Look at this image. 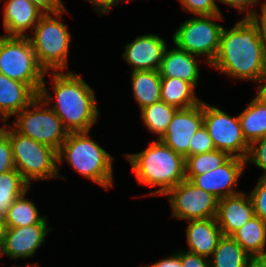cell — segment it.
<instances>
[{
    "label": "cell",
    "mask_w": 266,
    "mask_h": 267,
    "mask_svg": "<svg viewBox=\"0 0 266 267\" xmlns=\"http://www.w3.org/2000/svg\"><path fill=\"white\" fill-rule=\"evenodd\" d=\"M210 67L235 79L257 82L266 69V56L258 25L252 18L243 17L231 29L223 27Z\"/></svg>",
    "instance_id": "cell-1"
},
{
    "label": "cell",
    "mask_w": 266,
    "mask_h": 267,
    "mask_svg": "<svg viewBox=\"0 0 266 267\" xmlns=\"http://www.w3.org/2000/svg\"><path fill=\"white\" fill-rule=\"evenodd\" d=\"M48 73L52 75L50 78L55 98L46 88L45 78L38 96L47 106L55 99L56 103L50 108L61 119L69 133L90 132L100 115L94 90L74 71Z\"/></svg>",
    "instance_id": "cell-2"
},
{
    "label": "cell",
    "mask_w": 266,
    "mask_h": 267,
    "mask_svg": "<svg viewBox=\"0 0 266 267\" xmlns=\"http://www.w3.org/2000/svg\"><path fill=\"white\" fill-rule=\"evenodd\" d=\"M124 156L132 166L139 184L158 187L148 195H165L186 179L185 158L159 139L153 140L142 152Z\"/></svg>",
    "instance_id": "cell-3"
},
{
    "label": "cell",
    "mask_w": 266,
    "mask_h": 267,
    "mask_svg": "<svg viewBox=\"0 0 266 267\" xmlns=\"http://www.w3.org/2000/svg\"><path fill=\"white\" fill-rule=\"evenodd\" d=\"M58 164L63 161L72 169L109 190L113 187V157L89 136V131L68 133L57 152Z\"/></svg>",
    "instance_id": "cell-4"
},
{
    "label": "cell",
    "mask_w": 266,
    "mask_h": 267,
    "mask_svg": "<svg viewBox=\"0 0 266 267\" xmlns=\"http://www.w3.org/2000/svg\"><path fill=\"white\" fill-rule=\"evenodd\" d=\"M66 13L67 9L43 14L33 29L34 36L28 35L38 64L46 72L65 71L68 68L72 35L61 21V15Z\"/></svg>",
    "instance_id": "cell-5"
},
{
    "label": "cell",
    "mask_w": 266,
    "mask_h": 267,
    "mask_svg": "<svg viewBox=\"0 0 266 267\" xmlns=\"http://www.w3.org/2000/svg\"><path fill=\"white\" fill-rule=\"evenodd\" d=\"M2 129L9 135L15 169L30 185L33 181L63 178L59 175L57 151L16 132L3 122Z\"/></svg>",
    "instance_id": "cell-6"
},
{
    "label": "cell",
    "mask_w": 266,
    "mask_h": 267,
    "mask_svg": "<svg viewBox=\"0 0 266 267\" xmlns=\"http://www.w3.org/2000/svg\"><path fill=\"white\" fill-rule=\"evenodd\" d=\"M0 73L27 84L37 95L49 74L38 64L28 35L0 36Z\"/></svg>",
    "instance_id": "cell-7"
},
{
    "label": "cell",
    "mask_w": 266,
    "mask_h": 267,
    "mask_svg": "<svg viewBox=\"0 0 266 267\" xmlns=\"http://www.w3.org/2000/svg\"><path fill=\"white\" fill-rule=\"evenodd\" d=\"M46 107V103L37 96L32 103L15 115L16 118L10 125L19 134L58 152L69 132L56 113L50 107Z\"/></svg>",
    "instance_id": "cell-8"
},
{
    "label": "cell",
    "mask_w": 266,
    "mask_h": 267,
    "mask_svg": "<svg viewBox=\"0 0 266 267\" xmlns=\"http://www.w3.org/2000/svg\"><path fill=\"white\" fill-rule=\"evenodd\" d=\"M222 14L195 16L183 22L173 34V43L178 48L195 56H205L211 65L219 49L223 26L215 20H222Z\"/></svg>",
    "instance_id": "cell-9"
},
{
    "label": "cell",
    "mask_w": 266,
    "mask_h": 267,
    "mask_svg": "<svg viewBox=\"0 0 266 267\" xmlns=\"http://www.w3.org/2000/svg\"><path fill=\"white\" fill-rule=\"evenodd\" d=\"M203 118L204 127L217 150L246 160L250 144L243 136L238 116L232 117L215 105L203 101Z\"/></svg>",
    "instance_id": "cell-10"
},
{
    "label": "cell",
    "mask_w": 266,
    "mask_h": 267,
    "mask_svg": "<svg viewBox=\"0 0 266 267\" xmlns=\"http://www.w3.org/2000/svg\"><path fill=\"white\" fill-rule=\"evenodd\" d=\"M165 195L170 201L171 217L189 221L215 218L217 215L219 199L190 180H183Z\"/></svg>",
    "instance_id": "cell-11"
},
{
    "label": "cell",
    "mask_w": 266,
    "mask_h": 267,
    "mask_svg": "<svg viewBox=\"0 0 266 267\" xmlns=\"http://www.w3.org/2000/svg\"><path fill=\"white\" fill-rule=\"evenodd\" d=\"M204 125L203 101L190 108L178 109L159 139L184 158L190 156L192 136Z\"/></svg>",
    "instance_id": "cell-12"
},
{
    "label": "cell",
    "mask_w": 266,
    "mask_h": 267,
    "mask_svg": "<svg viewBox=\"0 0 266 267\" xmlns=\"http://www.w3.org/2000/svg\"><path fill=\"white\" fill-rule=\"evenodd\" d=\"M246 160L231 156L219 168L202 175L194 176L190 181L204 190L213 194L217 199L240 193L235 186L243 174Z\"/></svg>",
    "instance_id": "cell-13"
},
{
    "label": "cell",
    "mask_w": 266,
    "mask_h": 267,
    "mask_svg": "<svg viewBox=\"0 0 266 267\" xmlns=\"http://www.w3.org/2000/svg\"><path fill=\"white\" fill-rule=\"evenodd\" d=\"M52 227L47 224H32L23 227H8L0 256L7 255L11 260L34 257V254Z\"/></svg>",
    "instance_id": "cell-14"
},
{
    "label": "cell",
    "mask_w": 266,
    "mask_h": 267,
    "mask_svg": "<svg viewBox=\"0 0 266 267\" xmlns=\"http://www.w3.org/2000/svg\"><path fill=\"white\" fill-rule=\"evenodd\" d=\"M124 48L122 57L133 67L132 71H158L167 43L158 34H149L136 37Z\"/></svg>",
    "instance_id": "cell-15"
},
{
    "label": "cell",
    "mask_w": 266,
    "mask_h": 267,
    "mask_svg": "<svg viewBox=\"0 0 266 267\" xmlns=\"http://www.w3.org/2000/svg\"><path fill=\"white\" fill-rule=\"evenodd\" d=\"M254 216L249 194L240 192L218 200L216 219L223 235L231 236Z\"/></svg>",
    "instance_id": "cell-16"
},
{
    "label": "cell",
    "mask_w": 266,
    "mask_h": 267,
    "mask_svg": "<svg viewBox=\"0 0 266 267\" xmlns=\"http://www.w3.org/2000/svg\"><path fill=\"white\" fill-rule=\"evenodd\" d=\"M4 1V0H0ZM3 12V27L5 36H27L25 31L38 23L44 14L29 0H5Z\"/></svg>",
    "instance_id": "cell-17"
},
{
    "label": "cell",
    "mask_w": 266,
    "mask_h": 267,
    "mask_svg": "<svg viewBox=\"0 0 266 267\" xmlns=\"http://www.w3.org/2000/svg\"><path fill=\"white\" fill-rule=\"evenodd\" d=\"M186 228L189 252L208 258L213 254L223 236L215 218L189 220Z\"/></svg>",
    "instance_id": "cell-18"
},
{
    "label": "cell",
    "mask_w": 266,
    "mask_h": 267,
    "mask_svg": "<svg viewBox=\"0 0 266 267\" xmlns=\"http://www.w3.org/2000/svg\"><path fill=\"white\" fill-rule=\"evenodd\" d=\"M161 77L180 78L190 83L194 88L200 77V67L195 55L178 48L168 50L166 48L159 68Z\"/></svg>",
    "instance_id": "cell-19"
},
{
    "label": "cell",
    "mask_w": 266,
    "mask_h": 267,
    "mask_svg": "<svg viewBox=\"0 0 266 267\" xmlns=\"http://www.w3.org/2000/svg\"><path fill=\"white\" fill-rule=\"evenodd\" d=\"M37 96L27 84L0 73V121L7 123L10 116L21 112Z\"/></svg>",
    "instance_id": "cell-20"
},
{
    "label": "cell",
    "mask_w": 266,
    "mask_h": 267,
    "mask_svg": "<svg viewBox=\"0 0 266 267\" xmlns=\"http://www.w3.org/2000/svg\"><path fill=\"white\" fill-rule=\"evenodd\" d=\"M131 85L133 96L140 110L161 101V76L159 71H132Z\"/></svg>",
    "instance_id": "cell-21"
},
{
    "label": "cell",
    "mask_w": 266,
    "mask_h": 267,
    "mask_svg": "<svg viewBox=\"0 0 266 267\" xmlns=\"http://www.w3.org/2000/svg\"><path fill=\"white\" fill-rule=\"evenodd\" d=\"M231 236L250 256L266 255V223L260 217L255 215Z\"/></svg>",
    "instance_id": "cell-22"
},
{
    "label": "cell",
    "mask_w": 266,
    "mask_h": 267,
    "mask_svg": "<svg viewBox=\"0 0 266 267\" xmlns=\"http://www.w3.org/2000/svg\"><path fill=\"white\" fill-rule=\"evenodd\" d=\"M194 89L180 78L161 77V101L177 109L190 108L202 101L197 98Z\"/></svg>",
    "instance_id": "cell-23"
},
{
    "label": "cell",
    "mask_w": 266,
    "mask_h": 267,
    "mask_svg": "<svg viewBox=\"0 0 266 267\" xmlns=\"http://www.w3.org/2000/svg\"><path fill=\"white\" fill-rule=\"evenodd\" d=\"M238 117L243 136L249 144L266 137V103L254 97Z\"/></svg>",
    "instance_id": "cell-24"
},
{
    "label": "cell",
    "mask_w": 266,
    "mask_h": 267,
    "mask_svg": "<svg viewBox=\"0 0 266 267\" xmlns=\"http://www.w3.org/2000/svg\"><path fill=\"white\" fill-rule=\"evenodd\" d=\"M250 257L232 236L223 235L209 262L210 267H248Z\"/></svg>",
    "instance_id": "cell-25"
},
{
    "label": "cell",
    "mask_w": 266,
    "mask_h": 267,
    "mask_svg": "<svg viewBox=\"0 0 266 267\" xmlns=\"http://www.w3.org/2000/svg\"><path fill=\"white\" fill-rule=\"evenodd\" d=\"M30 185L15 169L0 175V217L6 218L12 203L21 195L29 192Z\"/></svg>",
    "instance_id": "cell-26"
},
{
    "label": "cell",
    "mask_w": 266,
    "mask_h": 267,
    "mask_svg": "<svg viewBox=\"0 0 266 267\" xmlns=\"http://www.w3.org/2000/svg\"><path fill=\"white\" fill-rule=\"evenodd\" d=\"M27 192L18 197L8 210L5 218L7 227H23L32 224H48V216H40L34 202L26 199ZM25 197V198H24Z\"/></svg>",
    "instance_id": "cell-27"
},
{
    "label": "cell",
    "mask_w": 266,
    "mask_h": 267,
    "mask_svg": "<svg viewBox=\"0 0 266 267\" xmlns=\"http://www.w3.org/2000/svg\"><path fill=\"white\" fill-rule=\"evenodd\" d=\"M177 110L176 107L159 101L141 109L140 117L148 131L157 134L158 139H160L165 134Z\"/></svg>",
    "instance_id": "cell-28"
},
{
    "label": "cell",
    "mask_w": 266,
    "mask_h": 267,
    "mask_svg": "<svg viewBox=\"0 0 266 267\" xmlns=\"http://www.w3.org/2000/svg\"><path fill=\"white\" fill-rule=\"evenodd\" d=\"M231 156L224 151L214 150L208 153L185 158V177L191 180L196 175L211 172L223 165Z\"/></svg>",
    "instance_id": "cell-29"
},
{
    "label": "cell",
    "mask_w": 266,
    "mask_h": 267,
    "mask_svg": "<svg viewBox=\"0 0 266 267\" xmlns=\"http://www.w3.org/2000/svg\"><path fill=\"white\" fill-rule=\"evenodd\" d=\"M187 12L197 16L222 14L216 0H179Z\"/></svg>",
    "instance_id": "cell-30"
},
{
    "label": "cell",
    "mask_w": 266,
    "mask_h": 267,
    "mask_svg": "<svg viewBox=\"0 0 266 267\" xmlns=\"http://www.w3.org/2000/svg\"><path fill=\"white\" fill-rule=\"evenodd\" d=\"M216 150L212 138L204 125L192 136L190 141V156L208 153Z\"/></svg>",
    "instance_id": "cell-31"
},
{
    "label": "cell",
    "mask_w": 266,
    "mask_h": 267,
    "mask_svg": "<svg viewBox=\"0 0 266 267\" xmlns=\"http://www.w3.org/2000/svg\"><path fill=\"white\" fill-rule=\"evenodd\" d=\"M246 163H253L264 173L260 178L266 179V137L257 139L250 144Z\"/></svg>",
    "instance_id": "cell-32"
},
{
    "label": "cell",
    "mask_w": 266,
    "mask_h": 267,
    "mask_svg": "<svg viewBox=\"0 0 266 267\" xmlns=\"http://www.w3.org/2000/svg\"><path fill=\"white\" fill-rule=\"evenodd\" d=\"M255 215L266 223V179L259 178L257 185L250 192Z\"/></svg>",
    "instance_id": "cell-33"
},
{
    "label": "cell",
    "mask_w": 266,
    "mask_h": 267,
    "mask_svg": "<svg viewBox=\"0 0 266 267\" xmlns=\"http://www.w3.org/2000/svg\"><path fill=\"white\" fill-rule=\"evenodd\" d=\"M11 170H15L12 146L9 140V135L1 128L0 129V175L2 173Z\"/></svg>",
    "instance_id": "cell-34"
},
{
    "label": "cell",
    "mask_w": 266,
    "mask_h": 267,
    "mask_svg": "<svg viewBox=\"0 0 266 267\" xmlns=\"http://www.w3.org/2000/svg\"><path fill=\"white\" fill-rule=\"evenodd\" d=\"M178 250L182 267H210L209 258L189 251Z\"/></svg>",
    "instance_id": "cell-35"
},
{
    "label": "cell",
    "mask_w": 266,
    "mask_h": 267,
    "mask_svg": "<svg viewBox=\"0 0 266 267\" xmlns=\"http://www.w3.org/2000/svg\"><path fill=\"white\" fill-rule=\"evenodd\" d=\"M217 2H222L224 4H227L233 8H236L239 10V12L247 13L246 16L244 15V18H252L254 17L258 12L257 10H253L250 8V6L257 5L259 3V0H216ZM250 10H249V8Z\"/></svg>",
    "instance_id": "cell-36"
},
{
    "label": "cell",
    "mask_w": 266,
    "mask_h": 267,
    "mask_svg": "<svg viewBox=\"0 0 266 267\" xmlns=\"http://www.w3.org/2000/svg\"><path fill=\"white\" fill-rule=\"evenodd\" d=\"M35 4L41 12L57 13L66 9L62 0H29Z\"/></svg>",
    "instance_id": "cell-37"
},
{
    "label": "cell",
    "mask_w": 266,
    "mask_h": 267,
    "mask_svg": "<svg viewBox=\"0 0 266 267\" xmlns=\"http://www.w3.org/2000/svg\"><path fill=\"white\" fill-rule=\"evenodd\" d=\"M261 16L257 13L252 19L257 23L259 35L263 45L264 54L266 56V0L261 3Z\"/></svg>",
    "instance_id": "cell-38"
},
{
    "label": "cell",
    "mask_w": 266,
    "mask_h": 267,
    "mask_svg": "<svg viewBox=\"0 0 266 267\" xmlns=\"http://www.w3.org/2000/svg\"><path fill=\"white\" fill-rule=\"evenodd\" d=\"M86 1H88L90 4H92V6L95 7L94 8L95 11H98L100 15L101 14L103 15L111 11L110 9L119 4L120 2L130 1V0H86Z\"/></svg>",
    "instance_id": "cell-39"
},
{
    "label": "cell",
    "mask_w": 266,
    "mask_h": 267,
    "mask_svg": "<svg viewBox=\"0 0 266 267\" xmlns=\"http://www.w3.org/2000/svg\"><path fill=\"white\" fill-rule=\"evenodd\" d=\"M150 265L151 267H182L181 260L180 257L178 256L177 250L169 257L156 261V263Z\"/></svg>",
    "instance_id": "cell-40"
},
{
    "label": "cell",
    "mask_w": 266,
    "mask_h": 267,
    "mask_svg": "<svg viewBox=\"0 0 266 267\" xmlns=\"http://www.w3.org/2000/svg\"><path fill=\"white\" fill-rule=\"evenodd\" d=\"M257 82L258 84V93L256 98H258L261 102L266 103V69L263 71L262 75L258 78ZM263 84H262V83Z\"/></svg>",
    "instance_id": "cell-41"
},
{
    "label": "cell",
    "mask_w": 266,
    "mask_h": 267,
    "mask_svg": "<svg viewBox=\"0 0 266 267\" xmlns=\"http://www.w3.org/2000/svg\"><path fill=\"white\" fill-rule=\"evenodd\" d=\"M248 267H266V255L251 256Z\"/></svg>",
    "instance_id": "cell-42"
},
{
    "label": "cell",
    "mask_w": 266,
    "mask_h": 267,
    "mask_svg": "<svg viewBox=\"0 0 266 267\" xmlns=\"http://www.w3.org/2000/svg\"><path fill=\"white\" fill-rule=\"evenodd\" d=\"M7 224L4 218L0 217V249L3 245L5 236H6V232H7Z\"/></svg>",
    "instance_id": "cell-43"
},
{
    "label": "cell",
    "mask_w": 266,
    "mask_h": 267,
    "mask_svg": "<svg viewBox=\"0 0 266 267\" xmlns=\"http://www.w3.org/2000/svg\"><path fill=\"white\" fill-rule=\"evenodd\" d=\"M27 264H28V266H17V265H15V267H38V265H36L37 263L32 264V265H30L29 263H27Z\"/></svg>",
    "instance_id": "cell-44"
}]
</instances>
